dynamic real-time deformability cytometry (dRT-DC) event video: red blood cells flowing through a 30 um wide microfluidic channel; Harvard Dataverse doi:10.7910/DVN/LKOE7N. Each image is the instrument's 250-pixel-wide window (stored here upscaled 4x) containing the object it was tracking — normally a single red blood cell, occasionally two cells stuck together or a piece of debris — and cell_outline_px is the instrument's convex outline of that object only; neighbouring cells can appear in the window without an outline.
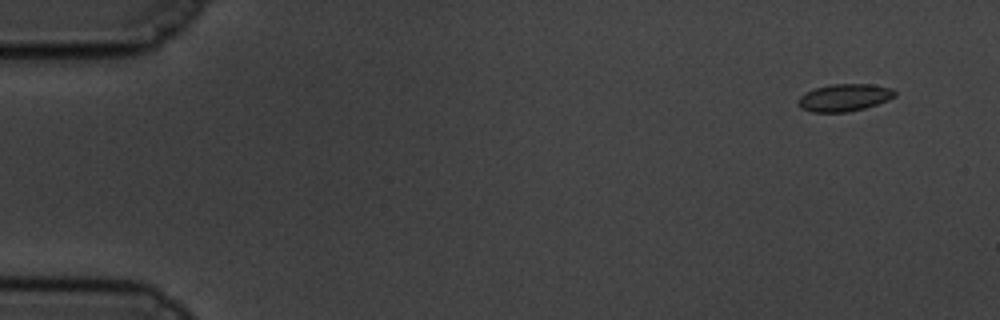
{"species": "common noctule bat (a hibernating species)", "species_latin": "Nyctalus noctula", "temperature_condition": "cold", "stored_images_in_passage": 16, "camera_frame_rate_fps": 3000, "um_per_image_px": 0.085, "animal": {"sex": "male", "body_mass_g": 19.5, "forearm_length_mm": 54.6}, "frame": {"image": 1, "passage_image": 1, "time_ms": 0.0, "image_size_px": [1000, 320], "cell_outline_px": [[896, 96], [888, 100], [864, 108], [848, 112], [812, 112], [800, 108], [796, 104], [796, 100], [804, 92], [816, 88], [832, 84], [872, 84], [892, 88], [896, 92]], "centroid_in_image_um": [71.74, 8.29], "position_along_channel_um": 13.3, "area_um2": 15.55}}
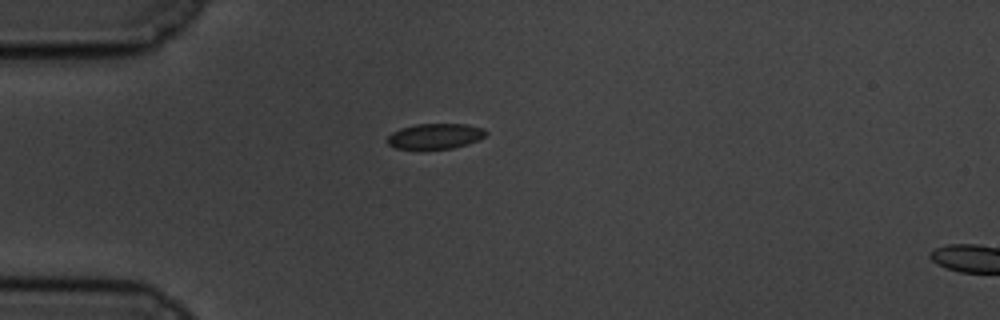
{"frame": {"image": 2, "passage_image": 13, "time_ms": 4.0, "image_size_px": [1000, 320], "cell_outline_px": [[488, 132], [484, 136], [468, 144], [452, 148], [396, 148], [388, 144], [388, 136], [392, 132], [400, 128], [416, 124], [464, 124], [484, 128]], "centroid_in_image_um": [37.0, 11.56], "position_along_channel_um": 48.0, "area_um2": 14.33}}